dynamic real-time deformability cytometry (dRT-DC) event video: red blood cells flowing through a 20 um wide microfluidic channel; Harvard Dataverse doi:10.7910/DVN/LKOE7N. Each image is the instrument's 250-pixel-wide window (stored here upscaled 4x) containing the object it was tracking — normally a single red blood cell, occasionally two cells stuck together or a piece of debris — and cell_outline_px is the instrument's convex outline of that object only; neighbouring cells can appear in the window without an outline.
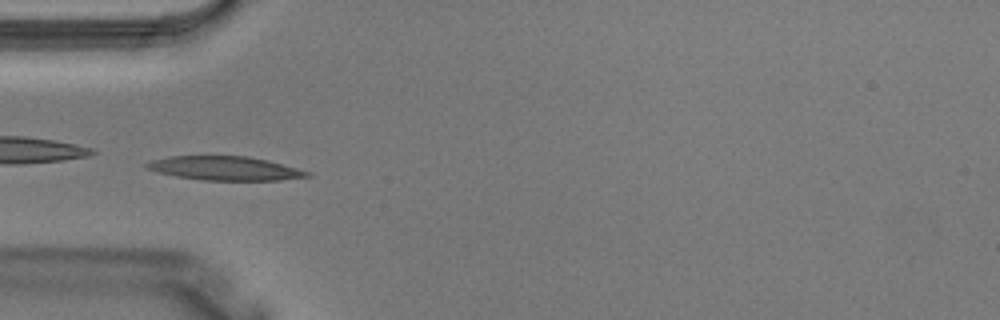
{"species": "Egyptian fruit bat (a non-hibernating species)", "species_latin": "Rousettus aegyptiacus", "temperature_condition": "warm", "stored_images_in_passage": 3, "camera_frame_rate_fps": 3000, "um_per_image_px": 0.085, "animal": {"sex": "male"}, "frame": {"image": 1, "passage_image": 3, "time_ms": 0.667, "image_size_px": [1000, 320], "cell_outline_px": [[312, 176], [280, 180], [204, 180], [176, 176], [144, 168], [144, 164], [152, 160], [168, 156], [248, 156], [268, 160], [312, 172]], "centroid_in_image_um": [19.14, 14.3], "position_along_channel_um": 65.9, "area_um2": 22.37}}